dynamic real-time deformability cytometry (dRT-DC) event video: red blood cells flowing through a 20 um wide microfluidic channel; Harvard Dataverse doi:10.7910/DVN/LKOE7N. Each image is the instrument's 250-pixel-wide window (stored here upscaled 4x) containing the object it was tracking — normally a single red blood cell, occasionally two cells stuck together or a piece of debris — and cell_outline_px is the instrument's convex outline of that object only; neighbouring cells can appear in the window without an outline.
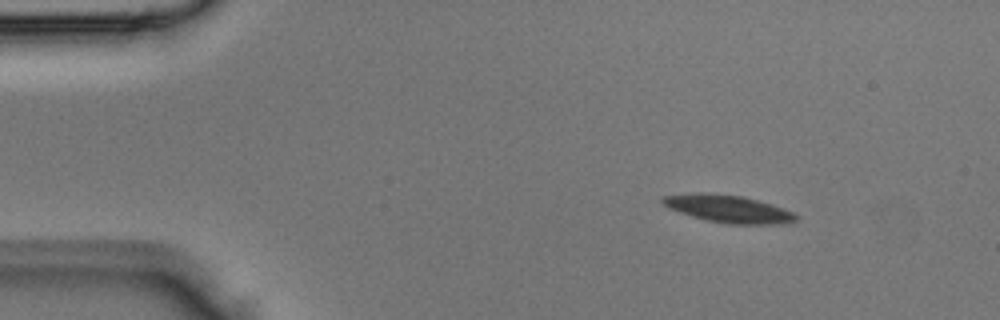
{"species": "Egyptian fruit bat (a non-hibernating species)", "species_latin": "Rousettus aegyptiacus", "temperature_condition": "room temperature", "stored_images_in_passage": 5, "camera_frame_rate_fps": 3000, "um_per_image_px": 0.085, "animal": {"sex": "male"}, "frame": {"image": 1, "passage_image": 5, "time_ms": 1.333, "image_size_px": [1000, 320], "cell_outline_px": [[800, 216], [796, 220], [772, 224], [728, 224], [708, 220], [692, 216], [668, 208], [660, 200], [664, 196], [700, 192], [740, 196], [772, 204], [792, 212]], "centroid_in_image_um": [61.89, 17.75], "position_along_channel_um": 23.1, "area_um2": 20.92}}